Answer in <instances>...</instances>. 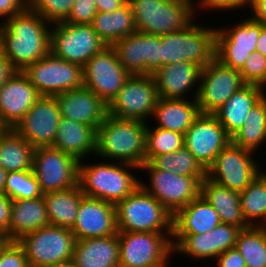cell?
<instances>
[{
	"instance_id": "obj_34",
	"label": "cell",
	"mask_w": 266,
	"mask_h": 267,
	"mask_svg": "<svg viewBox=\"0 0 266 267\" xmlns=\"http://www.w3.org/2000/svg\"><path fill=\"white\" fill-rule=\"evenodd\" d=\"M34 151L20 134L8 128L0 137V166L7 172L32 170Z\"/></svg>"
},
{
	"instance_id": "obj_48",
	"label": "cell",
	"mask_w": 266,
	"mask_h": 267,
	"mask_svg": "<svg viewBox=\"0 0 266 267\" xmlns=\"http://www.w3.org/2000/svg\"><path fill=\"white\" fill-rule=\"evenodd\" d=\"M215 261L217 267H246L245 260L236 247L221 253Z\"/></svg>"
},
{
	"instance_id": "obj_18",
	"label": "cell",
	"mask_w": 266,
	"mask_h": 267,
	"mask_svg": "<svg viewBox=\"0 0 266 267\" xmlns=\"http://www.w3.org/2000/svg\"><path fill=\"white\" fill-rule=\"evenodd\" d=\"M111 47L130 75H152L161 67V36L136 31Z\"/></svg>"
},
{
	"instance_id": "obj_23",
	"label": "cell",
	"mask_w": 266,
	"mask_h": 267,
	"mask_svg": "<svg viewBox=\"0 0 266 267\" xmlns=\"http://www.w3.org/2000/svg\"><path fill=\"white\" fill-rule=\"evenodd\" d=\"M200 73L201 68L198 65L181 62L160 67L152 76L160 98L179 100L190 99L188 96H192L191 99H196Z\"/></svg>"
},
{
	"instance_id": "obj_11",
	"label": "cell",
	"mask_w": 266,
	"mask_h": 267,
	"mask_svg": "<svg viewBox=\"0 0 266 267\" xmlns=\"http://www.w3.org/2000/svg\"><path fill=\"white\" fill-rule=\"evenodd\" d=\"M254 152L230 143L216 156L207 177L231 190L243 191L263 171ZM260 164V165H259Z\"/></svg>"
},
{
	"instance_id": "obj_31",
	"label": "cell",
	"mask_w": 266,
	"mask_h": 267,
	"mask_svg": "<svg viewBox=\"0 0 266 267\" xmlns=\"http://www.w3.org/2000/svg\"><path fill=\"white\" fill-rule=\"evenodd\" d=\"M50 225L44 198L12 201L10 239L17 241L23 235Z\"/></svg>"
},
{
	"instance_id": "obj_25",
	"label": "cell",
	"mask_w": 266,
	"mask_h": 267,
	"mask_svg": "<svg viewBox=\"0 0 266 267\" xmlns=\"http://www.w3.org/2000/svg\"><path fill=\"white\" fill-rule=\"evenodd\" d=\"M96 140L97 130L93 127L61 117L52 147L81 161L96 156Z\"/></svg>"
},
{
	"instance_id": "obj_10",
	"label": "cell",
	"mask_w": 266,
	"mask_h": 267,
	"mask_svg": "<svg viewBox=\"0 0 266 267\" xmlns=\"http://www.w3.org/2000/svg\"><path fill=\"white\" fill-rule=\"evenodd\" d=\"M105 47L91 24H52L50 53L59 59L83 66Z\"/></svg>"
},
{
	"instance_id": "obj_42",
	"label": "cell",
	"mask_w": 266,
	"mask_h": 267,
	"mask_svg": "<svg viewBox=\"0 0 266 267\" xmlns=\"http://www.w3.org/2000/svg\"><path fill=\"white\" fill-rule=\"evenodd\" d=\"M75 0H28V7L48 23L65 22Z\"/></svg>"
},
{
	"instance_id": "obj_5",
	"label": "cell",
	"mask_w": 266,
	"mask_h": 267,
	"mask_svg": "<svg viewBox=\"0 0 266 267\" xmlns=\"http://www.w3.org/2000/svg\"><path fill=\"white\" fill-rule=\"evenodd\" d=\"M195 20L185 29L161 36V67L189 62L203 69L215 58L216 28Z\"/></svg>"
},
{
	"instance_id": "obj_19",
	"label": "cell",
	"mask_w": 266,
	"mask_h": 267,
	"mask_svg": "<svg viewBox=\"0 0 266 267\" xmlns=\"http://www.w3.org/2000/svg\"><path fill=\"white\" fill-rule=\"evenodd\" d=\"M61 119L55 96H41L13 128L34 148L54 144Z\"/></svg>"
},
{
	"instance_id": "obj_47",
	"label": "cell",
	"mask_w": 266,
	"mask_h": 267,
	"mask_svg": "<svg viewBox=\"0 0 266 267\" xmlns=\"http://www.w3.org/2000/svg\"><path fill=\"white\" fill-rule=\"evenodd\" d=\"M0 267H29L25 252L17 241H11L2 251Z\"/></svg>"
},
{
	"instance_id": "obj_40",
	"label": "cell",
	"mask_w": 266,
	"mask_h": 267,
	"mask_svg": "<svg viewBox=\"0 0 266 267\" xmlns=\"http://www.w3.org/2000/svg\"><path fill=\"white\" fill-rule=\"evenodd\" d=\"M146 157L145 161L150 162L155 156L173 153L184 146V135L159 127L150 126L147 123L146 129Z\"/></svg>"
},
{
	"instance_id": "obj_7",
	"label": "cell",
	"mask_w": 266,
	"mask_h": 267,
	"mask_svg": "<svg viewBox=\"0 0 266 267\" xmlns=\"http://www.w3.org/2000/svg\"><path fill=\"white\" fill-rule=\"evenodd\" d=\"M173 233L118 231L119 267H168ZM172 256V257H171Z\"/></svg>"
},
{
	"instance_id": "obj_12",
	"label": "cell",
	"mask_w": 266,
	"mask_h": 267,
	"mask_svg": "<svg viewBox=\"0 0 266 267\" xmlns=\"http://www.w3.org/2000/svg\"><path fill=\"white\" fill-rule=\"evenodd\" d=\"M41 96H56L83 87L82 66L49 53L22 71Z\"/></svg>"
},
{
	"instance_id": "obj_53",
	"label": "cell",
	"mask_w": 266,
	"mask_h": 267,
	"mask_svg": "<svg viewBox=\"0 0 266 267\" xmlns=\"http://www.w3.org/2000/svg\"><path fill=\"white\" fill-rule=\"evenodd\" d=\"M94 1L96 3V8L98 12H113L128 2V0H94Z\"/></svg>"
},
{
	"instance_id": "obj_39",
	"label": "cell",
	"mask_w": 266,
	"mask_h": 267,
	"mask_svg": "<svg viewBox=\"0 0 266 267\" xmlns=\"http://www.w3.org/2000/svg\"><path fill=\"white\" fill-rule=\"evenodd\" d=\"M150 163L158 170L171 171L184 176H207V170L185 147L155 156Z\"/></svg>"
},
{
	"instance_id": "obj_49",
	"label": "cell",
	"mask_w": 266,
	"mask_h": 267,
	"mask_svg": "<svg viewBox=\"0 0 266 267\" xmlns=\"http://www.w3.org/2000/svg\"><path fill=\"white\" fill-rule=\"evenodd\" d=\"M12 201L4 192H0V232L9 238Z\"/></svg>"
},
{
	"instance_id": "obj_22",
	"label": "cell",
	"mask_w": 266,
	"mask_h": 267,
	"mask_svg": "<svg viewBox=\"0 0 266 267\" xmlns=\"http://www.w3.org/2000/svg\"><path fill=\"white\" fill-rule=\"evenodd\" d=\"M41 97L22 71H16L0 88V121L14 128Z\"/></svg>"
},
{
	"instance_id": "obj_17",
	"label": "cell",
	"mask_w": 266,
	"mask_h": 267,
	"mask_svg": "<svg viewBox=\"0 0 266 267\" xmlns=\"http://www.w3.org/2000/svg\"><path fill=\"white\" fill-rule=\"evenodd\" d=\"M245 83L238 70L214 58L201 69L197 104L201 113L213 114Z\"/></svg>"
},
{
	"instance_id": "obj_33",
	"label": "cell",
	"mask_w": 266,
	"mask_h": 267,
	"mask_svg": "<svg viewBox=\"0 0 266 267\" xmlns=\"http://www.w3.org/2000/svg\"><path fill=\"white\" fill-rule=\"evenodd\" d=\"M91 25L106 46H112L118 40L137 31L128 2L113 12H98Z\"/></svg>"
},
{
	"instance_id": "obj_55",
	"label": "cell",
	"mask_w": 266,
	"mask_h": 267,
	"mask_svg": "<svg viewBox=\"0 0 266 267\" xmlns=\"http://www.w3.org/2000/svg\"><path fill=\"white\" fill-rule=\"evenodd\" d=\"M11 241L12 240L6 234L0 232V255Z\"/></svg>"
},
{
	"instance_id": "obj_4",
	"label": "cell",
	"mask_w": 266,
	"mask_h": 267,
	"mask_svg": "<svg viewBox=\"0 0 266 267\" xmlns=\"http://www.w3.org/2000/svg\"><path fill=\"white\" fill-rule=\"evenodd\" d=\"M128 3L137 31L157 36L185 29L197 17L195 0H128Z\"/></svg>"
},
{
	"instance_id": "obj_36",
	"label": "cell",
	"mask_w": 266,
	"mask_h": 267,
	"mask_svg": "<svg viewBox=\"0 0 266 267\" xmlns=\"http://www.w3.org/2000/svg\"><path fill=\"white\" fill-rule=\"evenodd\" d=\"M242 213L250 226H266V170L240 192Z\"/></svg>"
},
{
	"instance_id": "obj_57",
	"label": "cell",
	"mask_w": 266,
	"mask_h": 267,
	"mask_svg": "<svg viewBox=\"0 0 266 267\" xmlns=\"http://www.w3.org/2000/svg\"><path fill=\"white\" fill-rule=\"evenodd\" d=\"M46 267H76L73 259H70V260H67V261H64V262H59V263H56V264H53V265H49V266H46Z\"/></svg>"
},
{
	"instance_id": "obj_51",
	"label": "cell",
	"mask_w": 266,
	"mask_h": 267,
	"mask_svg": "<svg viewBox=\"0 0 266 267\" xmlns=\"http://www.w3.org/2000/svg\"><path fill=\"white\" fill-rule=\"evenodd\" d=\"M249 18L266 25V0H250Z\"/></svg>"
},
{
	"instance_id": "obj_38",
	"label": "cell",
	"mask_w": 266,
	"mask_h": 267,
	"mask_svg": "<svg viewBox=\"0 0 266 267\" xmlns=\"http://www.w3.org/2000/svg\"><path fill=\"white\" fill-rule=\"evenodd\" d=\"M235 247L243 256L246 267H266V226L241 229Z\"/></svg>"
},
{
	"instance_id": "obj_35",
	"label": "cell",
	"mask_w": 266,
	"mask_h": 267,
	"mask_svg": "<svg viewBox=\"0 0 266 267\" xmlns=\"http://www.w3.org/2000/svg\"><path fill=\"white\" fill-rule=\"evenodd\" d=\"M236 146L254 153L266 142V95L250 110L245 124L231 136Z\"/></svg>"
},
{
	"instance_id": "obj_52",
	"label": "cell",
	"mask_w": 266,
	"mask_h": 267,
	"mask_svg": "<svg viewBox=\"0 0 266 267\" xmlns=\"http://www.w3.org/2000/svg\"><path fill=\"white\" fill-rule=\"evenodd\" d=\"M16 72L10 61L0 49V88L7 81V79Z\"/></svg>"
},
{
	"instance_id": "obj_14",
	"label": "cell",
	"mask_w": 266,
	"mask_h": 267,
	"mask_svg": "<svg viewBox=\"0 0 266 267\" xmlns=\"http://www.w3.org/2000/svg\"><path fill=\"white\" fill-rule=\"evenodd\" d=\"M264 26L249 17L234 26L228 27L227 23L226 27L218 26L215 58L223 65L240 71L252 52L256 51L257 40Z\"/></svg>"
},
{
	"instance_id": "obj_26",
	"label": "cell",
	"mask_w": 266,
	"mask_h": 267,
	"mask_svg": "<svg viewBox=\"0 0 266 267\" xmlns=\"http://www.w3.org/2000/svg\"><path fill=\"white\" fill-rule=\"evenodd\" d=\"M262 86L245 84L213 115L231 137L244 124L250 110L266 95Z\"/></svg>"
},
{
	"instance_id": "obj_13",
	"label": "cell",
	"mask_w": 266,
	"mask_h": 267,
	"mask_svg": "<svg viewBox=\"0 0 266 267\" xmlns=\"http://www.w3.org/2000/svg\"><path fill=\"white\" fill-rule=\"evenodd\" d=\"M158 98L152 75H131L108 105V114L147 123L151 121Z\"/></svg>"
},
{
	"instance_id": "obj_21",
	"label": "cell",
	"mask_w": 266,
	"mask_h": 267,
	"mask_svg": "<svg viewBox=\"0 0 266 267\" xmlns=\"http://www.w3.org/2000/svg\"><path fill=\"white\" fill-rule=\"evenodd\" d=\"M70 230L77 240L117 234L115 204L84 196Z\"/></svg>"
},
{
	"instance_id": "obj_16",
	"label": "cell",
	"mask_w": 266,
	"mask_h": 267,
	"mask_svg": "<svg viewBox=\"0 0 266 267\" xmlns=\"http://www.w3.org/2000/svg\"><path fill=\"white\" fill-rule=\"evenodd\" d=\"M83 85L107 106L131 76L118 60L115 50L106 46L83 66Z\"/></svg>"
},
{
	"instance_id": "obj_43",
	"label": "cell",
	"mask_w": 266,
	"mask_h": 267,
	"mask_svg": "<svg viewBox=\"0 0 266 267\" xmlns=\"http://www.w3.org/2000/svg\"><path fill=\"white\" fill-rule=\"evenodd\" d=\"M239 72L245 84L262 86L266 90V57L262 53L252 52Z\"/></svg>"
},
{
	"instance_id": "obj_54",
	"label": "cell",
	"mask_w": 266,
	"mask_h": 267,
	"mask_svg": "<svg viewBox=\"0 0 266 267\" xmlns=\"http://www.w3.org/2000/svg\"><path fill=\"white\" fill-rule=\"evenodd\" d=\"M256 46V51L266 57V25L260 31Z\"/></svg>"
},
{
	"instance_id": "obj_2",
	"label": "cell",
	"mask_w": 266,
	"mask_h": 267,
	"mask_svg": "<svg viewBox=\"0 0 266 267\" xmlns=\"http://www.w3.org/2000/svg\"><path fill=\"white\" fill-rule=\"evenodd\" d=\"M147 123L107 115L97 129L96 157L141 167L146 157Z\"/></svg>"
},
{
	"instance_id": "obj_45",
	"label": "cell",
	"mask_w": 266,
	"mask_h": 267,
	"mask_svg": "<svg viewBox=\"0 0 266 267\" xmlns=\"http://www.w3.org/2000/svg\"><path fill=\"white\" fill-rule=\"evenodd\" d=\"M241 229L237 226L220 223L214 229L217 257L229 248L235 247L237 235Z\"/></svg>"
},
{
	"instance_id": "obj_3",
	"label": "cell",
	"mask_w": 266,
	"mask_h": 267,
	"mask_svg": "<svg viewBox=\"0 0 266 267\" xmlns=\"http://www.w3.org/2000/svg\"><path fill=\"white\" fill-rule=\"evenodd\" d=\"M87 162V163H86ZM139 167L101 159V162L79 161L78 184L86 197L116 204L132 194L139 186Z\"/></svg>"
},
{
	"instance_id": "obj_6",
	"label": "cell",
	"mask_w": 266,
	"mask_h": 267,
	"mask_svg": "<svg viewBox=\"0 0 266 267\" xmlns=\"http://www.w3.org/2000/svg\"><path fill=\"white\" fill-rule=\"evenodd\" d=\"M115 209L118 231L173 233V215L141 186Z\"/></svg>"
},
{
	"instance_id": "obj_46",
	"label": "cell",
	"mask_w": 266,
	"mask_h": 267,
	"mask_svg": "<svg viewBox=\"0 0 266 267\" xmlns=\"http://www.w3.org/2000/svg\"><path fill=\"white\" fill-rule=\"evenodd\" d=\"M250 4V0H196V8H198L197 14H199V11L202 13L208 11H222L224 12H232L234 10L237 11V9L241 10L244 7H247L248 9ZM212 9V10H211ZM205 10V11H204Z\"/></svg>"
},
{
	"instance_id": "obj_58",
	"label": "cell",
	"mask_w": 266,
	"mask_h": 267,
	"mask_svg": "<svg viewBox=\"0 0 266 267\" xmlns=\"http://www.w3.org/2000/svg\"><path fill=\"white\" fill-rule=\"evenodd\" d=\"M8 128L0 121V137Z\"/></svg>"
},
{
	"instance_id": "obj_32",
	"label": "cell",
	"mask_w": 266,
	"mask_h": 267,
	"mask_svg": "<svg viewBox=\"0 0 266 267\" xmlns=\"http://www.w3.org/2000/svg\"><path fill=\"white\" fill-rule=\"evenodd\" d=\"M84 196L79 184L66 190L44 193L43 198L50 225L71 229Z\"/></svg>"
},
{
	"instance_id": "obj_20",
	"label": "cell",
	"mask_w": 266,
	"mask_h": 267,
	"mask_svg": "<svg viewBox=\"0 0 266 267\" xmlns=\"http://www.w3.org/2000/svg\"><path fill=\"white\" fill-rule=\"evenodd\" d=\"M231 137L213 114L200 115L184 134V146L208 170Z\"/></svg>"
},
{
	"instance_id": "obj_56",
	"label": "cell",
	"mask_w": 266,
	"mask_h": 267,
	"mask_svg": "<svg viewBox=\"0 0 266 267\" xmlns=\"http://www.w3.org/2000/svg\"><path fill=\"white\" fill-rule=\"evenodd\" d=\"M7 171L4 170L1 166H0V192L4 191V186L6 183V177H7Z\"/></svg>"
},
{
	"instance_id": "obj_27",
	"label": "cell",
	"mask_w": 266,
	"mask_h": 267,
	"mask_svg": "<svg viewBox=\"0 0 266 267\" xmlns=\"http://www.w3.org/2000/svg\"><path fill=\"white\" fill-rule=\"evenodd\" d=\"M73 261L76 267H119L118 233L77 240Z\"/></svg>"
},
{
	"instance_id": "obj_8",
	"label": "cell",
	"mask_w": 266,
	"mask_h": 267,
	"mask_svg": "<svg viewBox=\"0 0 266 267\" xmlns=\"http://www.w3.org/2000/svg\"><path fill=\"white\" fill-rule=\"evenodd\" d=\"M146 172L147 182L140 180V186L154 196L173 216L201 193V182L207 176H184L156 169L150 162H144L140 172ZM148 171V172H147Z\"/></svg>"
},
{
	"instance_id": "obj_30",
	"label": "cell",
	"mask_w": 266,
	"mask_h": 267,
	"mask_svg": "<svg viewBox=\"0 0 266 267\" xmlns=\"http://www.w3.org/2000/svg\"><path fill=\"white\" fill-rule=\"evenodd\" d=\"M219 214L221 223L245 229L250 227L242 213L240 192L221 186L206 177L201 182V193Z\"/></svg>"
},
{
	"instance_id": "obj_9",
	"label": "cell",
	"mask_w": 266,
	"mask_h": 267,
	"mask_svg": "<svg viewBox=\"0 0 266 267\" xmlns=\"http://www.w3.org/2000/svg\"><path fill=\"white\" fill-rule=\"evenodd\" d=\"M76 241L69 228L54 225L25 234L17 240L29 267H46L73 259Z\"/></svg>"
},
{
	"instance_id": "obj_37",
	"label": "cell",
	"mask_w": 266,
	"mask_h": 267,
	"mask_svg": "<svg viewBox=\"0 0 266 267\" xmlns=\"http://www.w3.org/2000/svg\"><path fill=\"white\" fill-rule=\"evenodd\" d=\"M172 244L174 247V256L182 254V256H188L200 259L202 261H208L217 258V246L214 231H209L201 234H173ZM177 253V254H176Z\"/></svg>"
},
{
	"instance_id": "obj_1",
	"label": "cell",
	"mask_w": 266,
	"mask_h": 267,
	"mask_svg": "<svg viewBox=\"0 0 266 267\" xmlns=\"http://www.w3.org/2000/svg\"><path fill=\"white\" fill-rule=\"evenodd\" d=\"M52 24L28 6L0 23V49L16 71L50 53Z\"/></svg>"
},
{
	"instance_id": "obj_50",
	"label": "cell",
	"mask_w": 266,
	"mask_h": 267,
	"mask_svg": "<svg viewBox=\"0 0 266 267\" xmlns=\"http://www.w3.org/2000/svg\"><path fill=\"white\" fill-rule=\"evenodd\" d=\"M27 6L28 0H0V18H3L1 23L22 12Z\"/></svg>"
},
{
	"instance_id": "obj_44",
	"label": "cell",
	"mask_w": 266,
	"mask_h": 267,
	"mask_svg": "<svg viewBox=\"0 0 266 267\" xmlns=\"http://www.w3.org/2000/svg\"><path fill=\"white\" fill-rule=\"evenodd\" d=\"M98 13L94 0H75L66 23L91 24Z\"/></svg>"
},
{
	"instance_id": "obj_41",
	"label": "cell",
	"mask_w": 266,
	"mask_h": 267,
	"mask_svg": "<svg viewBox=\"0 0 266 267\" xmlns=\"http://www.w3.org/2000/svg\"><path fill=\"white\" fill-rule=\"evenodd\" d=\"M3 192L11 200L43 196L33 170L8 172Z\"/></svg>"
},
{
	"instance_id": "obj_15",
	"label": "cell",
	"mask_w": 266,
	"mask_h": 267,
	"mask_svg": "<svg viewBox=\"0 0 266 267\" xmlns=\"http://www.w3.org/2000/svg\"><path fill=\"white\" fill-rule=\"evenodd\" d=\"M32 170L43 194L78 185L79 161L52 146L35 148Z\"/></svg>"
},
{
	"instance_id": "obj_28",
	"label": "cell",
	"mask_w": 266,
	"mask_h": 267,
	"mask_svg": "<svg viewBox=\"0 0 266 267\" xmlns=\"http://www.w3.org/2000/svg\"><path fill=\"white\" fill-rule=\"evenodd\" d=\"M196 99H163L158 98L151 119H155V127L185 134L200 115Z\"/></svg>"
},
{
	"instance_id": "obj_24",
	"label": "cell",
	"mask_w": 266,
	"mask_h": 267,
	"mask_svg": "<svg viewBox=\"0 0 266 267\" xmlns=\"http://www.w3.org/2000/svg\"><path fill=\"white\" fill-rule=\"evenodd\" d=\"M61 117L98 129L108 115V106L90 89L81 87L55 96Z\"/></svg>"
},
{
	"instance_id": "obj_29",
	"label": "cell",
	"mask_w": 266,
	"mask_h": 267,
	"mask_svg": "<svg viewBox=\"0 0 266 267\" xmlns=\"http://www.w3.org/2000/svg\"><path fill=\"white\" fill-rule=\"evenodd\" d=\"M217 211L200 194L173 216V234H201L220 224Z\"/></svg>"
}]
</instances>
